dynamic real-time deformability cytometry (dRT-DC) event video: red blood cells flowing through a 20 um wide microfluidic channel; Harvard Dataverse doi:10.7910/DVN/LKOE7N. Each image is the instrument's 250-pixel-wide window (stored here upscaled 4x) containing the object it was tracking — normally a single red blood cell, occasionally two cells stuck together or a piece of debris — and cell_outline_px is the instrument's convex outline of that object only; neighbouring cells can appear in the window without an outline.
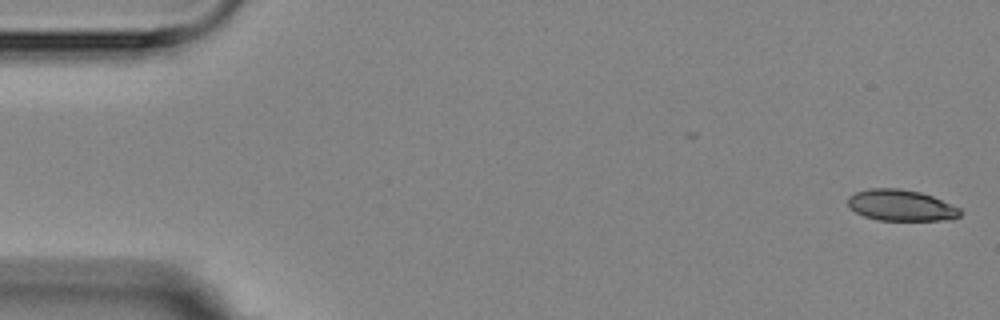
{"species": "Egyptian fruit bat (a non-hibernating species)", "species_latin": "Rousettus aegyptiacus", "temperature_condition": "room temperature", "stored_images_in_passage": 5, "camera_frame_rate_fps": 3000, "um_per_image_px": 0.085, "animal": {"sex": "female"}, "frame": {"image": 1, "passage_image": 1, "time_ms": 0.0, "image_size_px": [1000, 320], "cell_outline_px": [[960, 216], [952, 220], [876, 220], [864, 216], [848, 208], [848, 196], [856, 192], [868, 188], [900, 188], [920, 192], [932, 196], [960, 208]], "centroid_in_image_um": [76.56, 17.45], "position_along_channel_um": 8.4, "area_um2": 20.52}}
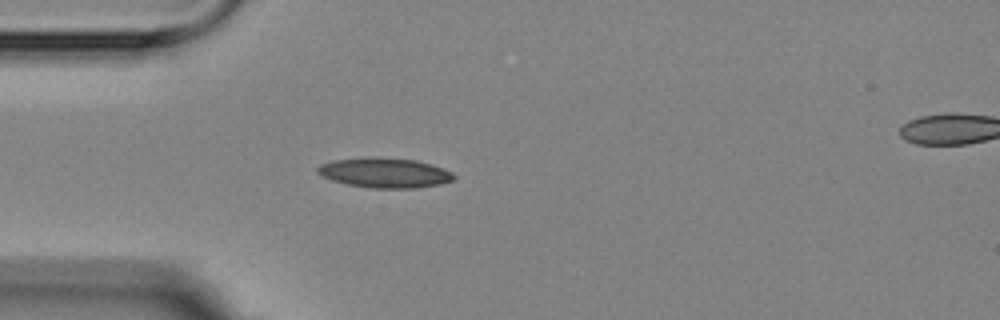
{"frame": {"image": 2, "passage_image": 5, "time_ms": 4.667, "image_size_px": [1000, 320], "cell_outline_px": [[456, 176], [452, 180], [440, 184], [416, 188], [368, 188], [348, 184], [332, 180], [320, 176], [316, 172], [316, 168], [320, 164], [332, 160], [368, 156], [376, 156], [416, 160], [432, 164], [444, 168], [452, 172]], "centroid_in_image_um": [32.67, 14.67], "position_along_channel_um": 52.3, "area_um2": 24.16}}